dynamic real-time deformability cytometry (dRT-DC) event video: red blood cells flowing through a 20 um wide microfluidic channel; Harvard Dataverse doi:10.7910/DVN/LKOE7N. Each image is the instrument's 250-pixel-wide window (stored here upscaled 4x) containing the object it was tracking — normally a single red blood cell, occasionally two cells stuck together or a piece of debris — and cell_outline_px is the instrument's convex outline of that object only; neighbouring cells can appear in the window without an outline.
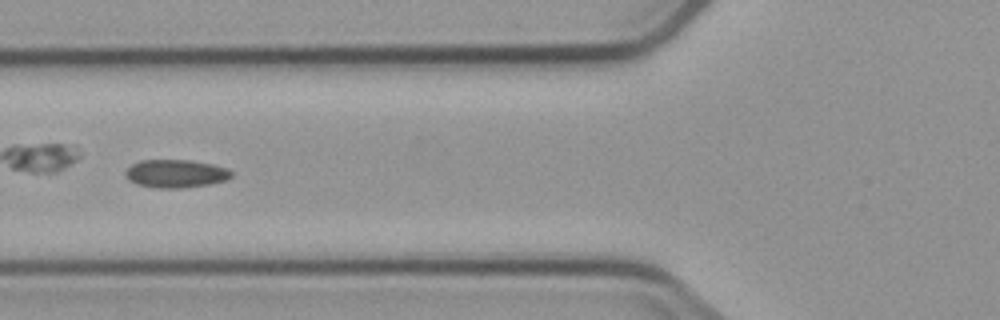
{"species": "common noctule bat (a hibernating species)", "species_latin": "Nyctalus noctula", "temperature_condition": "cold", "stored_images_in_passage": 10, "camera_frame_rate_fps": 3000, "um_per_image_px": 0.085, "animal": {"sex": "male", "body_mass_g": 23.1, "forearm_length_mm": 52.7}, "frame": {"image": 1, "passage_image": 5, "time_ms": 5.667, "image_size_px": [1000, 320], "cell_outline_px": [[232, 176], [228, 180], [208, 184], [184, 188], [156, 188], [136, 184], [128, 180], [124, 172], [132, 164], [140, 160], [192, 160], [212, 164], [228, 168], [232, 172]], "centroid_in_image_um": [14.94, 14.76], "position_along_channel_um": 110.9, "area_um2": 17.51}}
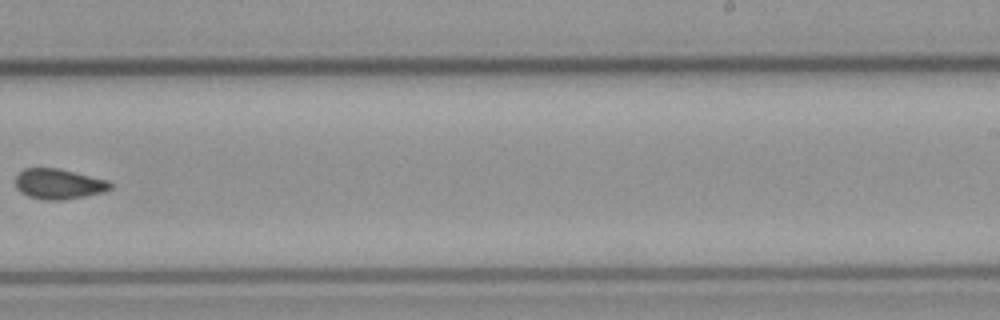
{"frame": {"image": 2, "passage_image": 9, "time_ms": 10.333, "image_size_px": [1000, 320], "cell_outline_px": [[112, 188], [104, 192], [88, 196], [64, 200], [44, 200], [28, 196], [20, 192], [16, 188], [16, 176], [24, 168], [60, 168], [108, 180], [112, 184]], "centroid_in_image_um": [5.01, 15.64], "position_along_channel_um": 284.0, "area_um2": 16.99}}
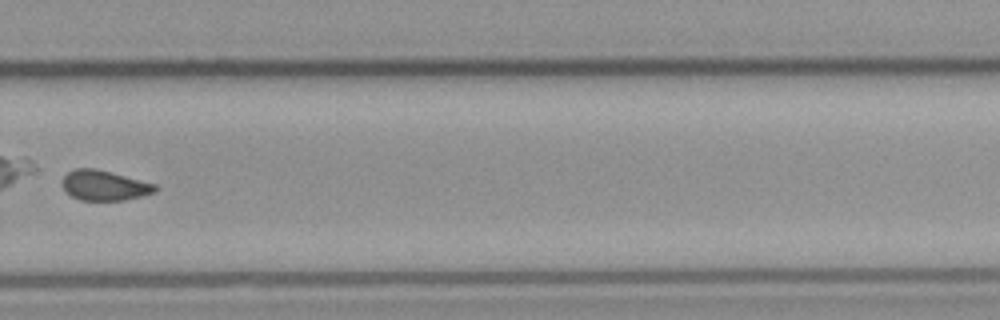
{"frame": {"image": 3, "passage_image": 10, "time_ms": 11.333, "image_size_px": [1000, 320], "cell_outline_px": [[156, 192], [124, 200], [80, 200], [64, 192], [60, 184], [60, 180], [68, 172], [76, 168], [96, 168], [156, 184]], "centroid_in_image_um": [8.8, 15.75], "position_along_channel_um": 321.0, "area_um2": 16.42}}